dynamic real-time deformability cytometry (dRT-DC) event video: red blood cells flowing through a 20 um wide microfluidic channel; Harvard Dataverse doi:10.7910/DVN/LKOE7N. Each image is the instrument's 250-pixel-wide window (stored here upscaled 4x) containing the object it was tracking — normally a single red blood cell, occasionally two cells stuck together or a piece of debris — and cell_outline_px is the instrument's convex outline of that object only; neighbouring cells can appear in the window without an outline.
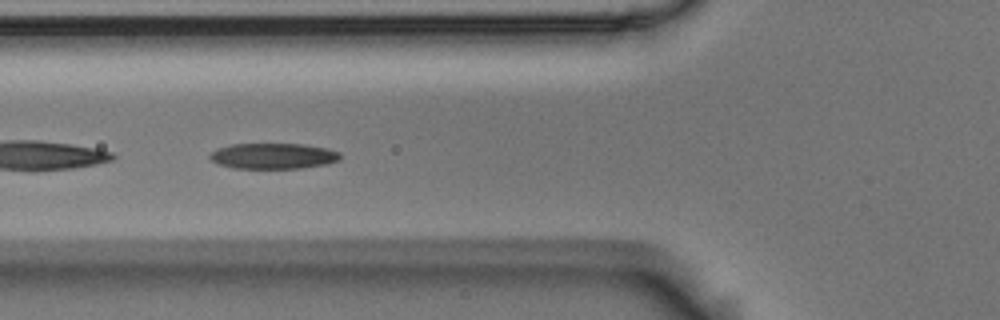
{"species": "Egyptian fruit bat (a non-hibernating species)", "species_latin": "Rousettus aegyptiacus", "temperature_condition": "room temperature", "stored_images_in_passage": 55, "segment_of_instrument_passage": [2, 2], "camera_frame_rate_fps": 3000, "um_per_image_px": 0.085, "animal": {"sex": "male"}, "frame": {"image": 1, "passage_image": 20, "time_ms": 6.333, "image_size_px": [1000, 320], "cell_outline_px": [[340, 160], [328, 164], [300, 168], [232, 168], [216, 164], [208, 156], [216, 148], [232, 144], [304, 144], [328, 148], [340, 152]], "centroid_in_image_um": [23.23, 13.26], "position_along_channel_um": 102.6, "area_um2": 19.71}}
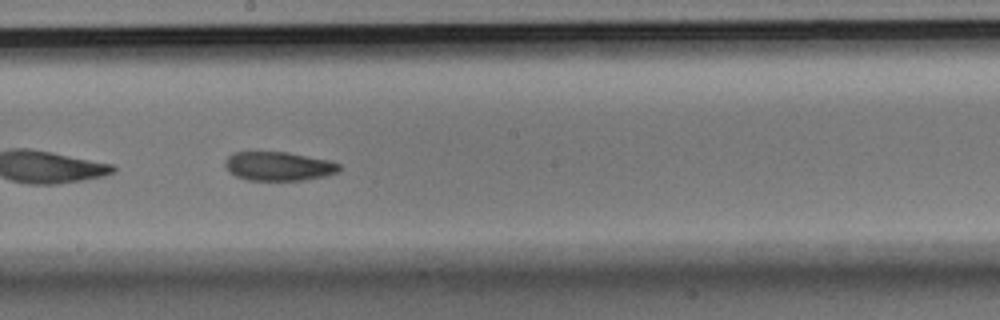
{"frame": {"image": 2, "passage_image": 30, "time_ms": 9.667, "image_size_px": [1000, 320], "cell_outline_px": [[340, 172], [328, 176], [304, 180], [248, 180], [236, 176], [224, 164], [224, 160], [232, 152], [288, 152], [328, 160], [340, 164]], "centroid_in_image_um": [23.72, 14.13], "position_along_channel_um": 224.5, "area_um2": 19.31}}
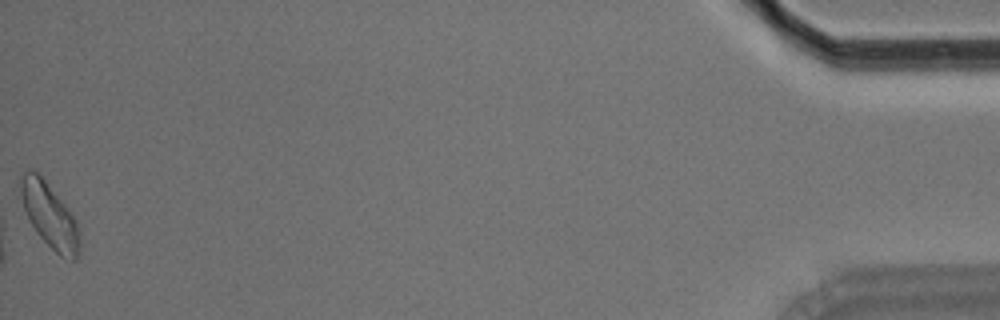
{"frame": {"image": 3, "passage_image": 55, "time_ms": 18.0, "image_size_px": [1000, 320], "cell_outline_px": [[80, 252], [76, 260], [72, 260], [60, 256], [36, 232], [28, 220], [24, 208], [20, 192], [20, 172], [28, 168], [32, 168], [44, 180], [68, 208], [76, 220], [80, 232]], "centroid_in_image_um": [4.21, 18.31], "position_along_channel_um": 431.0, "area_um2": 22.31}}